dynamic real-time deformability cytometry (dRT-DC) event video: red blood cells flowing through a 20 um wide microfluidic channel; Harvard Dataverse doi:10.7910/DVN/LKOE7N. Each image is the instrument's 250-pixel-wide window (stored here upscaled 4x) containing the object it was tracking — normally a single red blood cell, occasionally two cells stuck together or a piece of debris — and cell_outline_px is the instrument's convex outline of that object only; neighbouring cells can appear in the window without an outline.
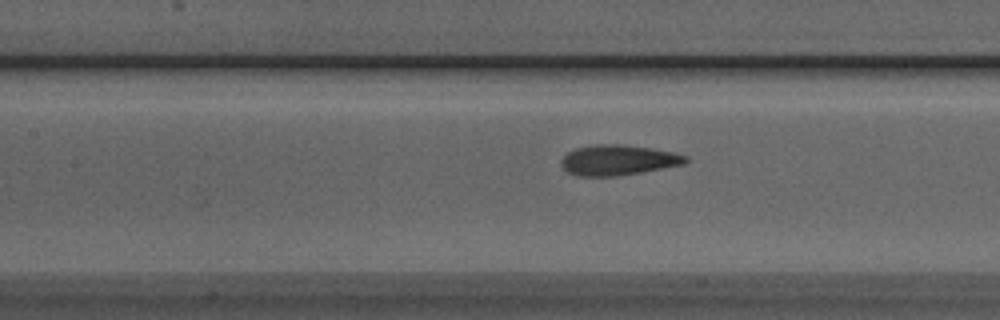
{"species": "Egyptian fruit bat (a non-hibernating species)", "species_latin": "Rousettus aegyptiacus", "temperature_condition": "room temperature", "stored_images_in_passage": 34, "camera_frame_rate_fps": 3000, "um_per_image_px": 0.085, "animal": {"sex": "male"}, "frame": {"image": 1, "passage_image": 15, "time_ms": 4.667, "image_size_px": [1000, 320], "cell_outline_px": [[688, 160], [684, 164], [640, 172], [616, 176], [576, 176], [568, 172], [560, 164], [560, 160], [568, 152], [576, 148], [592, 144], [624, 144], [652, 148], [672, 152], [688, 156]], "centroid_in_image_um": [52.51, 13.6], "position_along_channel_um": 154.9, "area_um2": 22.02}}
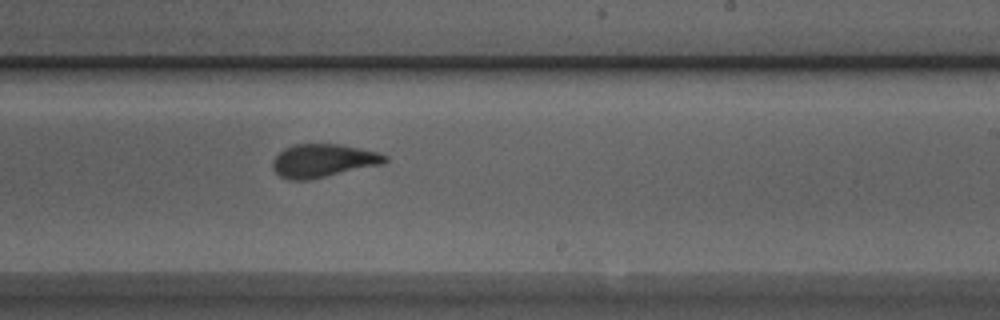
{"frame": {"image": 2, "passage_image": 23, "time_ms": 7.333, "image_size_px": [1000, 320], "cell_outline_px": [[388, 160], [384, 164], [308, 180], [288, 180], [280, 176], [272, 168], [272, 160], [284, 148], [292, 144], [340, 144], [380, 152], [388, 156]], "centroid_in_image_um": [27.48, 13.65], "position_along_channel_um": 261.5, "area_um2": 21.96}}
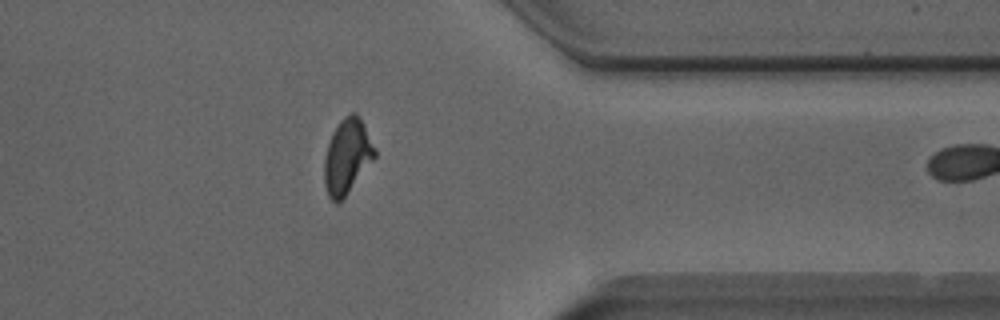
{"frame": {"image": 3, "passage_image": 33, "time_ms": 10.667, "image_size_px": [1000, 320], "cell_outline_px": [[376, 156], [344, 196], [336, 204], [328, 196], [324, 184], [324, 160], [328, 144], [332, 132], [340, 120], [344, 116], [352, 112], [356, 112], [360, 116], [376, 148]], "centroid_in_image_um": [29.5, 13.24], "position_along_channel_um": 381.9, "area_um2": 21.85}}